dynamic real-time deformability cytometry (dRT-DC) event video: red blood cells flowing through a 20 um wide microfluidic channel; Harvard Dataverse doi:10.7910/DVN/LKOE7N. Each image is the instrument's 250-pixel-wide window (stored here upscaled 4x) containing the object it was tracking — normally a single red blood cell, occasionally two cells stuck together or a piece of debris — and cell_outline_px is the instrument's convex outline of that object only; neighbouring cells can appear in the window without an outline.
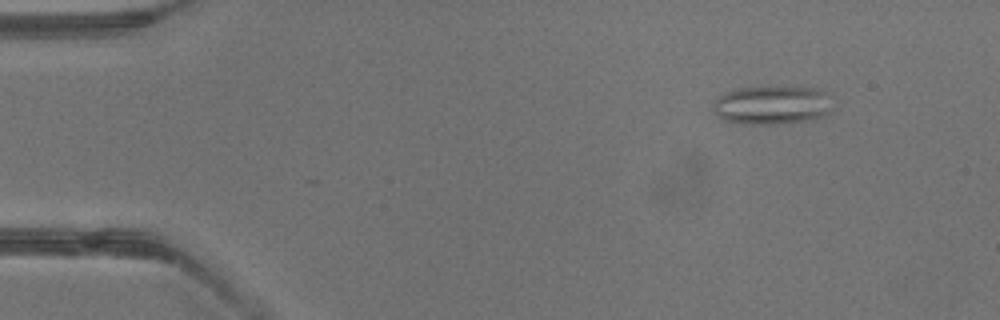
{"species": "common noctule bat (a hibernating species)", "species_latin": "Nyctalus noctula", "temperature_condition": "warm", "stored_images_in_passage": 35, "camera_frame_rate_fps": 3000, "um_per_image_px": 0.085, "animal": {"sex": "male", "body_mass_g": 13.3}, "frame": {"image": 1, "passage_image": 5, "time_ms": 1.333, "image_size_px": [1000, 320], "cell_outline_px": [[828, 112], [812, 120], [776, 124], [748, 124], [724, 120], [716, 112], [716, 100], [724, 92], [736, 88], [816, 88], [820, 92]], "centroid_in_image_um": [65.5, 8.96], "position_along_channel_um": 19.5, "area_um2": 25.37}}
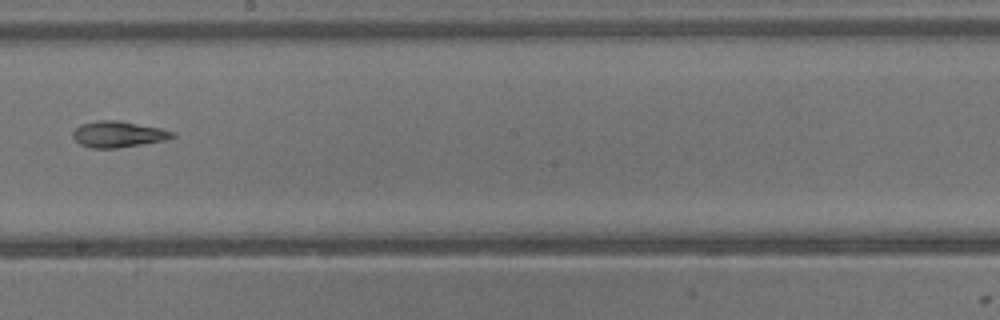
{"frame": {"image": 2, "passage_image": 23, "time_ms": 7.333, "image_size_px": [1000, 320], "cell_outline_px": [[176, 136], [164, 140], [116, 148], [92, 148], [80, 144], [72, 136], [72, 132], [80, 124], [96, 120], [120, 120], [160, 128], [172, 132]], "centroid_in_image_um": [10.0, 11.4], "position_along_channel_um": 238.2, "area_um2": 15.03}}
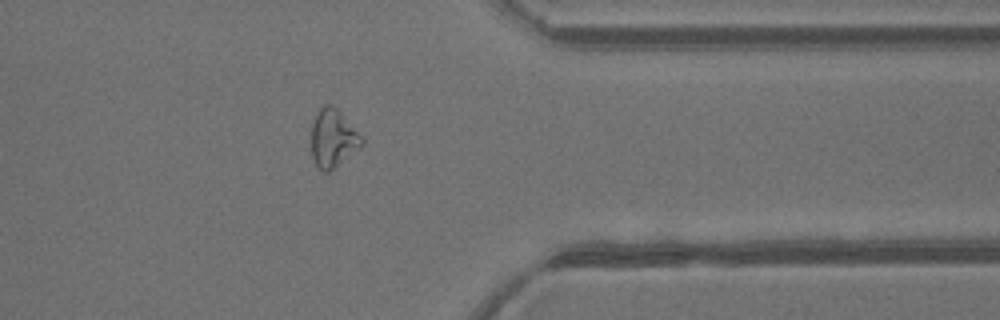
{"frame": {"image": 3, "passage_image": 32, "time_ms": 10.333, "image_size_px": [1000, 320], "cell_outline_px": [[364, 144], [360, 148], [328, 172], [324, 172], [316, 164], [312, 156], [312, 124], [316, 112], [324, 104], [332, 104], [340, 112], [364, 140]], "centroid_in_image_um": [28.3, 11.74], "position_along_channel_um": 383.1, "area_um2": 16.76}}